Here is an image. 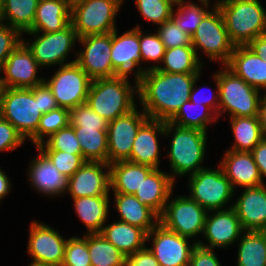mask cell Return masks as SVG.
Returning a JSON list of instances; mask_svg holds the SVG:
<instances>
[{
	"mask_svg": "<svg viewBox=\"0 0 266 266\" xmlns=\"http://www.w3.org/2000/svg\"><path fill=\"white\" fill-rule=\"evenodd\" d=\"M110 191V164L108 163L85 161L71 177L67 178L66 194L70 193L72 199L109 195Z\"/></svg>",
	"mask_w": 266,
	"mask_h": 266,
	"instance_id": "20",
	"label": "cell"
},
{
	"mask_svg": "<svg viewBox=\"0 0 266 266\" xmlns=\"http://www.w3.org/2000/svg\"><path fill=\"white\" fill-rule=\"evenodd\" d=\"M217 71L219 85L218 118L224 113L230 117L258 116L261 95L258 89L247 84L225 65Z\"/></svg>",
	"mask_w": 266,
	"mask_h": 266,
	"instance_id": "5",
	"label": "cell"
},
{
	"mask_svg": "<svg viewBox=\"0 0 266 266\" xmlns=\"http://www.w3.org/2000/svg\"><path fill=\"white\" fill-rule=\"evenodd\" d=\"M225 66L247 84L266 93V60L247 45L235 46Z\"/></svg>",
	"mask_w": 266,
	"mask_h": 266,
	"instance_id": "25",
	"label": "cell"
},
{
	"mask_svg": "<svg viewBox=\"0 0 266 266\" xmlns=\"http://www.w3.org/2000/svg\"><path fill=\"white\" fill-rule=\"evenodd\" d=\"M245 231H266V186L244 188L233 203Z\"/></svg>",
	"mask_w": 266,
	"mask_h": 266,
	"instance_id": "21",
	"label": "cell"
},
{
	"mask_svg": "<svg viewBox=\"0 0 266 266\" xmlns=\"http://www.w3.org/2000/svg\"><path fill=\"white\" fill-rule=\"evenodd\" d=\"M108 121L94 112L87 103L70 110L69 124L72 127L108 128Z\"/></svg>",
	"mask_w": 266,
	"mask_h": 266,
	"instance_id": "46",
	"label": "cell"
},
{
	"mask_svg": "<svg viewBox=\"0 0 266 266\" xmlns=\"http://www.w3.org/2000/svg\"><path fill=\"white\" fill-rule=\"evenodd\" d=\"M119 213L118 221L143 229L147 234L159 223V216L148 206L140 203L135 195L113 193Z\"/></svg>",
	"mask_w": 266,
	"mask_h": 266,
	"instance_id": "28",
	"label": "cell"
},
{
	"mask_svg": "<svg viewBox=\"0 0 266 266\" xmlns=\"http://www.w3.org/2000/svg\"><path fill=\"white\" fill-rule=\"evenodd\" d=\"M153 170L152 167L118 161L110 164V189L114 193L133 194L139 189L142 181Z\"/></svg>",
	"mask_w": 266,
	"mask_h": 266,
	"instance_id": "30",
	"label": "cell"
},
{
	"mask_svg": "<svg viewBox=\"0 0 266 266\" xmlns=\"http://www.w3.org/2000/svg\"><path fill=\"white\" fill-rule=\"evenodd\" d=\"M62 266H91L87 244V233L82 237L68 238Z\"/></svg>",
	"mask_w": 266,
	"mask_h": 266,
	"instance_id": "44",
	"label": "cell"
},
{
	"mask_svg": "<svg viewBox=\"0 0 266 266\" xmlns=\"http://www.w3.org/2000/svg\"><path fill=\"white\" fill-rule=\"evenodd\" d=\"M21 35L9 25L0 24V69L11 52L22 42Z\"/></svg>",
	"mask_w": 266,
	"mask_h": 266,
	"instance_id": "48",
	"label": "cell"
},
{
	"mask_svg": "<svg viewBox=\"0 0 266 266\" xmlns=\"http://www.w3.org/2000/svg\"><path fill=\"white\" fill-rule=\"evenodd\" d=\"M172 137L169 152L170 176L175 182L176 176H189L204 169L201 164L206 155L207 132L177 126L165 121V135ZM172 135V136H171Z\"/></svg>",
	"mask_w": 266,
	"mask_h": 266,
	"instance_id": "2",
	"label": "cell"
},
{
	"mask_svg": "<svg viewBox=\"0 0 266 266\" xmlns=\"http://www.w3.org/2000/svg\"><path fill=\"white\" fill-rule=\"evenodd\" d=\"M171 195L172 193L169 197L171 200L168 199L159 216V223L191 240L203 234L208 211L189 196L180 195L172 198Z\"/></svg>",
	"mask_w": 266,
	"mask_h": 266,
	"instance_id": "11",
	"label": "cell"
},
{
	"mask_svg": "<svg viewBox=\"0 0 266 266\" xmlns=\"http://www.w3.org/2000/svg\"><path fill=\"white\" fill-rule=\"evenodd\" d=\"M175 183L169 173L163 172L159 168L153 169L142 181L134 195L140 203L148 206L160 216L170 199Z\"/></svg>",
	"mask_w": 266,
	"mask_h": 266,
	"instance_id": "26",
	"label": "cell"
},
{
	"mask_svg": "<svg viewBox=\"0 0 266 266\" xmlns=\"http://www.w3.org/2000/svg\"><path fill=\"white\" fill-rule=\"evenodd\" d=\"M136 107L131 112L109 121L107 130L108 164L127 161L130 158L132 145L140 127L149 119Z\"/></svg>",
	"mask_w": 266,
	"mask_h": 266,
	"instance_id": "15",
	"label": "cell"
},
{
	"mask_svg": "<svg viewBox=\"0 0 266 266\" xmlns=\"http://www.w3.org/2000/svg\"><path fill=\"white\" fill-rule=\"evenodd\" d=\"M80 141L76 137L74 127L70 124L53 133L37 146L40 150H59L76 155H82Z\"/></svg>",
	"mask_w": 266,
	"mask_h": 266,
	"instance_id": "41",
	"label": "cell"
},
{
	"mask_svg": "<svg viewBox=\"0 0 266 266\" xmlns=\"http://www.w3.org/2000/svg\"><path fill=\"white\" fill-rule=\"evenodd\" d=\"M200 74L147 70L138 86V103L149 119L169 121L189 100L193 83Z\"/></svg>",
	"mask_w": 266,
	"mask_h": 266,
	"instance_id": "1",
	"label": "cell"
},
{
	"mask_svg": "<svg viewBox=\"0 0 266 266\" xmlns=\"http://www.w3.org/2000/svg\"><path fill=\"white\" fill-rule=\"evenodd\" d=\"M25 34L34 37L31 42V39H28L27 42L22 39V42L32 52L41 67L62 66L76 62V59L66 62L67 56L72 52L79 39L71 23L61 31L26 32Z\"/></svg>",
	"mask_w": 266,
	"mask_h": 266,
	"instance_id": "10",
	"label": "cell"
},
{
	"mask_svg": "<svg viewBox=\"0 0 266 266\" xmlns=\"http://www.w3.org/2000/svg\"><path fill=\"white\" fill-rule=\"evenodd\" d=\"M247 46L261 59L266 60V34L257 36Z\"/></svg>",
	"mask_w": 266,
	"mask_h": 266,
	"instance_id": "55",
	"label": "cell"
},
{
	"mask_svg": "<svg viewBox=\"0 0 266 266\" xmlns=\"http://www.w3.org/2000/svg\"><path fill=\"white\" fill-rule=\"evenodd\" d=\"M65 177H71L84 163L82 155L59 150H41Z\"/></svg>",
	"mask_w": 266,
	"mask_h": 266,
	"instance_id": "45",
	"label": "cell"
},
{
	"mask_svg": "<svg viewBox=\"0 0 266 266\" xmlns=\"http://www.w3.org/2000/svg\"><path fill=\"white\" fill-rule=\"evenodd\" d=\"M28 266H53V265H45V264H38V263H30Z\"/></svg>",
	"mask_w": 266,
	"mask_h": 266,
	"instance_id": "60",
	"label": "cell"
},
{
	"mask_svg": "<svg viewBox=\"0 0 266 266\" xmlns=\"http://www.w3.org/2000/svg\"><path fill=\"white\" fill-rule=\"evenodd\" d=\"M156 32L166 49L191 44V35L183 32L172 19L159 25Z\"/></svg>",
	"mask_w": 266,
	"mask_h": 266,
	"instance_id": "47",
	"label": "cell"
},
{
	"mask_svg": "<svg viewBox=\"0 0 266 266\" xmlns=\"http://www.w3.org/2000/svg\"><path fill=\"white\" fill-rule=\"evenodd\" d=\"M137 94V95H135ZM138 86L120 78L92 80L86 103L108 122L135 109Z\"/></svg>",
	"mask_w": 266,
	"mask_h": 266,
	"instance_id": "4",
	"label": "cell"
},
{
	"mask_svg": "<svg viewBox=\"0 0 266 266\" xmlns=\"http://www.w3.org/2000/svg\"><path fill=\"white\" fill-rule=\"evenodd\" d=\"M85 161L108 163V128L74 127Z\"/></svg>",
	"mask_w": 266,
	"mask_h": 266,
	"instance_id": "32",
	"label": "cell"
},
{
	"mask_svg": "<svg viewBox=\"0 0 266 266\" xmlns=\"http://www.w3.org/2000/svg\"><path fill=\"white\" fill-rule=\"evenodd\" d=\"M191 45L197 57L198 52L202 51L209 57L208 60H219L222 66L229 61L235 45L229 39L222 13L217 6L202 19L192 34Z\"/></svg>",
	"mask_w": 266,
	"mask_h": 266,
	"instance_id": "9",
	"label": "cell"
},
{
	"mask_svg": "<svg viewBox=\"0 0 266 266\" xmlns=\"http://www.w3.org/2000/svg\"><path fill=\"white\" fill-rule=\"evenodd\" d=\"M117 29L112 32L111 61L115 78L129 81V74L134 71V85L139 86L143 81L146 68L141 66L139 28L133 27L121 35ZM136 70V71H135Z\"/></svg>",
	"mask_w": 266,
	"mask_h": 266,
	"instance_id": "13",
	"label": "cell"
},
{
	"mask_svg": "<svg viewBox=\"0 0 266 266\" xmlns=\"http://www.w3.org/2000/svg\"><path fill=\"white\" fill-rule=\"evenodd\" d=\"M70 110L62 107L55 108L40 118L37 128V146L53 133L69 125ZM46 137V138H45Z\"/></svg>",
	"mask_w": 266,
	"mask_h": 266,
	"instance_id": "42",
	"label": "cell"
},
{
	"mask_svg": "<svg viewBox=\"0 0 266 266\" xmlns=\"http://www.w3.org/2000/svg\"><path fill=\"white\" fill-rule=\"evenodd\" d=\"M124 0H72L71 24L78 38L107 34L116 28V15Z\"/></svg>",
	"mask_w": 266,
	"mask_h": 266,
	"instance_id": "6",
	"label": "cell"
},
{
	"mask_svg": "<svg viewBox=\"0 0 266 266\" xmlns=\"http://www.w3.org/2000/svg\"><path fill=\"white\" fill-rule=\"evenodd\" d=\"M109 195L73 198L76 215L84 223L87 233H100L109 216Z\"/></svg>",
	"mask_w": 266,
	"mask_h": 266,
	"instance_id": "31",
	"label": "cell"
},
{
	"mask_svg": "<svg viewBox=\"0 0 266 266\" xmlns=\"http://www.w3.org/2000/svg\"><path fill=\"white\" fill-rule=\"evenodd\" d=\"M36 149L39 154L28 164L30 186L47 197L63 195L66 193L67 177L58 171L40 149Z\"/></svg>",
	"mask_w": 266,
	"mask_h": 266,
	"instance_id": "24",
	"label": "cell"
},
{
	"mask_svg": "<svg viewBox=\"0 0 266 266\" xmlns=\"http://www.w3.org/2000/svg\"><path fill=\"white\" fill-rule=\"evenodd\" d=\"M67 240L51 226L32 221L27 246L31 263L62 266Z\"/></svg>",
	"mask_w": 266,
	"mask_h": 266,
	"instance_id": "17",
	"label": "cell"
},
{
	"mask_svg": "<svg viewBox=\"0 0 266 266\" xmlns=\"http://www.w3.org/2000/svg\"><path fill=\"white\" fill-rule=\"evenodd\" d=\"M124 266H160L153 253L146 245L145 248L125 256Z\"/></svg>",
	"mask_w": 266,
	"mask_h": 266,
	"instance_id": "53",
	"label": "cell"
},
{
	"mask_svg": "<svg viewBox=\"0 0 266 266\" xmlns=\"http://www.w3.org/2000/svg\"><path fill=\"white\" fill-rule=\"evenodd\" d=\"M38 3L39 0H3L4 23L24 35L33 26Z\"/></svg>",
	"mask_w": 266,
	"mask_h": 266,
	"instance_id": "36",
	"label": "cell"
},
{
	"mask_svg": "<svg viewBox=\"0 0 266 266\" xmlns=\"http://www.w3.org/2000/svg\"><path fill=\"white\" fill-rule=\"evenodd\" d=\"M40 68L32 52L21 42L7 57L0 73L7 88H32L44 83L45 78L37 75Z\"/></svg>",
	"mask_w": 266,
	"mask_h": 266,
	"instance_id": "19",
	"label": "cell"
},
{
	"mask_svg": "<svg viewBox=\"0 0 266 266\" xmlns=\"http://www.w3.org/2000/svg\"><path fill=\"white\" fill-rule=\"evenodd\" d=\"M258 118L261 125L263 137L266 138V93L264 92L259 102Z\"/></svg>",
	"mask_w": 266,
	"mask_h": 266,
	"instance_id": "56",
	"label": "cell"
},
{
	"mask_svg": "<svg viewBox=\"0 0 266 266\" xmlns=\"http://www.w3.org/2000/svg\"><path fill=\"white\" fill-rule=\"evenodd\" d=\"M136 28H139L140 53L143 61L158 62L157 65L151 64L149 67H145L146 71L159 67V63L163 61L166 48L160 40L158 33H145L141 30L140 25H136Z\"/></svg>",
	"mask_w": 266,
	"mask_h": 266,
	"instance_id": "43",
	"label": "cell"
},
{
	"mask_svg": "<svg viewBox=\"0 0 266 266\" xmlns=\"http://www.w3.org/2000/svg\"><path fill=\"white\" fill-rule=\"evenodd\" d=\"M238 245L237 266H266V231H244Z\"/></svg>",
	"mask_w": 266,
	"mask_h": 266,
	"instance_id": "35",
	"label": "cell"
},
{
	"mask_svg": "<svg viewBox=\"0 0 266 266\" xmlns=\"http://www.w3.org/2000/svg\"><path fill=\"white\" fill-rule=\"evenodd\" d=\"M25 139L17 129L0 116V152L12 151L24 144Z\"/></svg>",
	"mask_w": 266,
	"mask_h": 266,
	"instance_id": "49",
	"label": "cell"
},
{
	"mask_svg": "<svg viewBox=\"0 0 266 266\" xmlns=\"http://www.w3.org/2000/svg\"><path fill=\"white\" fill-rule=\"evenodd\" d=\"M136 7L142 17L156 25H161L172 18L174 0H135Z\"/></svg>",
	"mask_w": 266,
	"mask_h": 266,
	"instance_id": "40",
	"label": "cell"
},
{
	"mask_svg": "<svg viewBox=\"0 0 266 266\" xmlns=\"http://www.w3.org/2000/svg\"><path fill=\"white\" fill-rule=\"evenodd\" d=\"M72 0H39L32 28L28 32H56L71 23Z\"/></svg>",
	"mask_w": 266,
	"mask_h": 266,
	"instance_id": "27",
	"label": "cell"
},
{
	"mask_svg": "<svg viewBox=\"0 0 266 266\" xmlns=\"http://www.w3.org/2000/svg\"><path fill=\"white\" fill-rule=\"evenodd\" d=\"M82 50L75 55L76 63L92 79L113 78L111 61L112 32L87 35L78 39Z\"/></svg>",
	"mask_w": 266,
	"mask_h": 266,
	"instance_id": "14",
	"label": "cell"
},
{
	"mask_svg": "<svg viewBox=\"0 0 266 266\" xmlns=\"http://www.w3.org/2000/svg\"><path fill=\"white\" fill-rule=\"evenodd\" d=\"M202 6L195 2L178 0L173 9L172 20L183 31L192 36L202 19L216 6L210 8V0H197ZM208 8V9H207Z\"/></svg>",
	"mask_w": 266,
	"mask_h": 266,
	"instance_id": "39",
	"label": "cell"
},
{
	"mask_svg": "<svg viewBox=\"0 0 266 266\" xmlns=\"http://www.w3.org/2000/svg\"><path fill=\"white\" fill-rule=\"evenodd\" d=\"M234 142L228 150L251 152L264 138L258 116L230 117Z\"/></svg>",
	"mask_w": 266,
	"mask_h": 266,
	"instance_id": "34",
	"label": "cell"
},
{
	"mask_svg": "<svg viewBox=\"0 0 266 266\" xmlns=\"http://www.w3.org/2000/svg\"><path fill=\"white\" fill-rule=\"evenodd\" d=\"M224 153L219 166L230 180L234 191L237 186L244 189L264 184L251 152L226 150Z\"/></svg>",
	"mask_w": 266,
	"mask_h": 266,
	"instance_id": "23",
	"label": "cell"
},
{
	"mask_svg": "<svg viewBox=\"0 0 266 266\" xmlns=\"http://www.w3.org/2000/svg\"><path fill=\"white\" fill-rule=\"evenodd\" d=\"M189 266H222L213 249L196 246L192 249Z\"/></svg>",
	"mask_w": 266,
	"mask_h": 266,
	"instance_id": "51",
	"label": "cell"
},
{
	"mask_svg": "<svg viewBox=\"0 0 266 266\" xmlns=\"http://www.w3.org/2000/svg\"><path fill=\"white\" fill-rule=\"evenodd\" d=\"M254 161L258 167L259 174L264 183L266 177V138H263L251 151Z\"/></svg>",
	"mask_w": 266,
	"mask_h": 266,
	"instance_id": "54",
	"label": "cell"
},
{
	"mask_svg": "<svg viewBox=\"0 0 266 266\" xmlns=\"http://www.w3.org/2000/svg\"><path fill=\"white\" fill-rule=\"evenodd\" d=\"M6 90H7L6 83L4 82V80L1 76V73H0V107H1L2 101L4 99V95H5Z\"/></svg>",
	"mask_w": 266,
	"mask_h": 266,
	"instance_id": "58",
	"label": "cell"
},
{
	"mask_svg": "<svg viewBox=\"0 0 266 266\" xmlns=\"http://www.w3.org/2000/svg\"><path fill=\"white\" fill-rule=\"evenodd\" d=\"M91 266H124L125 255L101 233H87Z\"/></svg>",
	"mask_w": 266,
	"mask_h": 266,
	"instance_id": "38",
	"label": "cell"
},
{
	"mask_svg": "<svg viewBox=\"0 0 266 266\" xmlns=\"http://www.w3.org/2000/svg\"><path fill=\"white\" fill-rule=\"evenodd\" d=\"M4 23L3 0H0V24Z\"/></svg>",
	"mask_w": 266,
	"mask_h": 266,
	"instance_id": "59",
	"label": "cell"
},
{
	"mask_svg": "<svg viewBox=\"0 0 266 266\" xmlns=\"http://www.w3.org/2000/svg\"><path fill=\"white\" fill-rule=\"evenodd\" d=\"M11 182L8 175L0 168V203L7 194H10Z\"/></svg>",
	"mask_w": 266,
	"mask_h": 266,
	"instance_id": "57",
	"label": "cell"
},
{
	"mask_svg": "<svg viewBox=\"0 0 266 266\" xmlns=\"http://www.w3.org/2000/svg\"><path fill=\"white\" fill-rule=\"evenodd\" d=\"M209 213L213 215H209ZM244 231L233 207L208 211L203 232L204 238H206L208 243L197 239L193 241L199 246L208 249L227 248L233 243L235 244Z\"/></svg>",
	"mask_w": 266,
	"mask_h": 266,
	"instance_id": "18",
	"label": "cell"
},
{
	"mask_svg": "<svg viewBox=\"0 0 266 266\" xmlns=\"http://www.w3.org/2000/svg\"><path fill=\"white\" fill-rule=\"evenodd\" d=\"M188 181L190 191L188 196L205 210L214 211L233 207L229 201L236 194L220 166L217 169L199 170L189 176ZM228 203L230 207H226Z\"/></svg>",
	"mask_w": 266,
	"mask_h": 266,
	"instance_id": "8",
	"label": "cell"
},
{
	"mask_svg": "<svg viewBox=\"0 0 266 266\" xmlns=\"http://www.w3.org/2000/svg\"><path fill=\"white\" fill-rule=\"evenodd\" d=\"M200 75L196 77L191 92H190V98L189 100L193 103H198L202 104L205 106H208L216 115L218 118V109H219V85H218V80H217V72L214 73L213 79L214 82L216 83V92H212L209 96H205V93H201L202 88L197 86V81H199ZM196 85V86H195ZM204 89V88H203ZM213 96V97H212Z\"/></svg>",
	"mask_w": 266,
	"mask_h": 266,
	"instance_id": "50",
	"label": "cell"
},
{
	"mask_svg": "<svg viewBox=\"0 0 266 266\" xmlns=\"http://www.w3.org/2000/svg\"><path fill=\"white\" fill-rule=\"evenodd\" d=\"M39 98L32 88H7L0 107V116L9 121L25 140L37 147V128L42 116Z\"/></svg>",
	"mask_w": 266,
	"mask_h": 266,
	"instance_id": "7",
	"label": "cell"
},
{
	"mask_svg": "<svg viewBox=\"0 0 266 266\" xmlns=\"http://www.w3.org/2000/svg\"><path fill=\"white\" fill-rule=\"evenodd\" d=\"M190 238L180 236L158 223L148 234V247L160 266H189L192 249L197 243H190ZM192 244V245H191Z\"/></svg>",
	"mask_w": 266,
	"mask_h": 266,
	"instance_id": "16",
	"label": "cell"
},
{
	"mask_svg": "<svg viewBox=\"0 0 266 266\" xmlns=\"http://www.w3.org/2000/svg\"><path fill=\"white\" fill-rule=\"evenodd\" d=\"M217 119V115L208 106L188 100L169 122L180 127L195 128L207 132L208 124L216 123Z\"/></svg>",
	"mask_w": 266,
	"mask_h": 266,
	"instance_id": "37",
	"label": "cell"
},
{
	"mask_svg": "<svg viewBox=\"0 0 266 266\" xmlns=\"http://www.w3.org/2000/svg\"><path fill=\"white\" fill-rule=\"evenodd\" d=\"M215 4L235 46L248 45L257 36L266 34V10L259 0H216Z\"/></svg>",
	"mask_w": 266,
	"mask_h": 266,
	"instance_id": "3",
	"label": "cell"
},
{
	"mask_svg": "<svg viewBox=\"0 0 266 266\" xmlns=\"http://www.w3.org/2000/svg\"><path fill=\"white\" fill-rule=\"evenodd\" d=\"M100 233L125 256L146 247L147 233L128 223L115 221L111 224H105Z\"/></svg>",
	"mask_w": 266,
	"mask_h": 266,
	"instance_id": "29",
	"label": "cell"
},
{
	"mask_svg": "<svg viewBox=\"0 0 266 266\" xmlns=\"http://www.w3.org/2000/svg\"><path fill=\"white\" fill-rule=\"evenodd\" d=\"M197 57L194 47L181 46L165 50L162 64L156 69L167 73H201L202 58Z\"/></svg>",
	"mask_w": 266,
	"mask_h": 266,
	"instance_id": "33",
	"label": "cell"
},
{
	"mask_svg": "<svg viewBox=\"0 0 266 266\" xmlns=\"http://www.w3.org/2000/svg\"><path fill=\"white\" fill-rule=\"evenodd\" d=\"M44 82L51 89L58 106L71 110L86 103L92 79L74 62L60 66Z\"/></svg>",
	"mask_w": 266,
	"mask_h": 266,
	"instance_id": "12",
	"label": "cell"
},
{
	"mask_svg": "<svg viewBox=\"0 0 266 266\" xmlns=\"http://www.w3.org/2000/svg\"><path fill=\"white\" fill-rule=\"evenodd\" d=\"M158 134L165 135V121L148 119L138 130L132 145L130 158L127 161L159 168L160 148Z\"/></svg>",
	"mask_w": 266,
	"mask_h": 266,
	"instance_id": "22",
	"label": "cell"
},
{
	"mask_svg": "<svg viewBox=\"0 0 266 266\" xmlns=\"http://www.w3.org/2000/svg\"><path fill=\"white\" fill-rule=\"evenodd\" d=\"M32 92L35 98H39L40 111L42 114L59 107L51 89L45 82L36 87H32Z\"/></svg>",
	"mask_w": 266,
	"mask_h": 266,
	"instance_id": "52",
	"label": "cell"
}]
</instances>
